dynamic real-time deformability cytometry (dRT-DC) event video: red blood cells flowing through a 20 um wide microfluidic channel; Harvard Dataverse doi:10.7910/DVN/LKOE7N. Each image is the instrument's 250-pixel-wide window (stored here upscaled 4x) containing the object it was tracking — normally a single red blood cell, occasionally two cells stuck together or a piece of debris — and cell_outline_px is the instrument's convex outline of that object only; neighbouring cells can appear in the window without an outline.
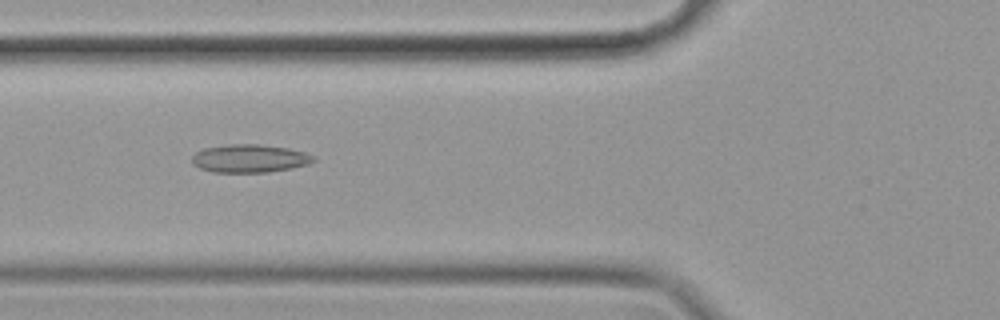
{"species": "common noctule bat (a hibernating species)", "species_latin": "Nyctalus noctula", "temperature_condition": "cold", "stored_images_in_passage": 57, "camera_frame_rate_fps": 3000, "um_per_image_px": 0.085, "animal": {"sex": "female", "body_mass_g": 19.9}, "frame": {"image": 1, "passage_image": 21, "time_ms": 6.667, "image_size_px": [1000, 320], "cell_outline_px": [[316, 160], [308, 164], [268, 172], [212, 172], [200, 168], [192, 164], [192, 156], [196, 152], [204, 148], [228, 144], [260, 144], [288, 148], [304, 152], [312, 156]], "centroid_in_image_um": [21.18, 13.46], "position_along_channel_um": 104.6, "area_um2": 19.77}}
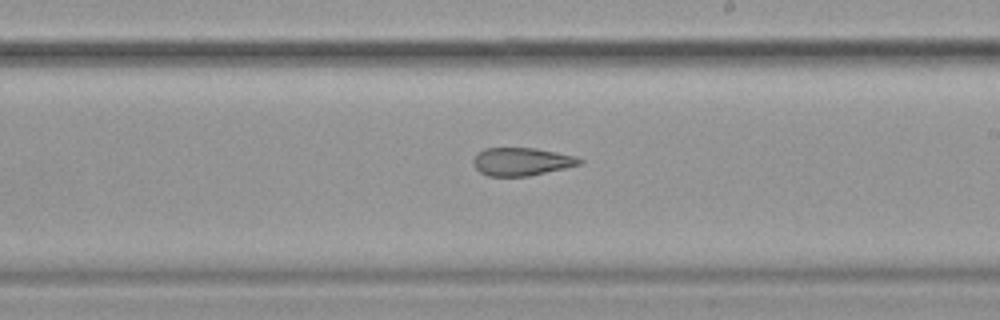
{"frame": {"image": 2, "passage_image": 33, "time_ms": 10.667, "image_size_px": [1000, 320], "cell_outline_px": [[584, 160], [580, 164], [564, 168], [528, 176], [488, 176], [480, 172], [476, 168], [472, 160], [476, 152], [484, 148], [536, 148], [576, 156]], "centroid_in_image_um": [44.3, 13.73], "position_along_channel_um": 244.7, "area_um2": 17.34}}
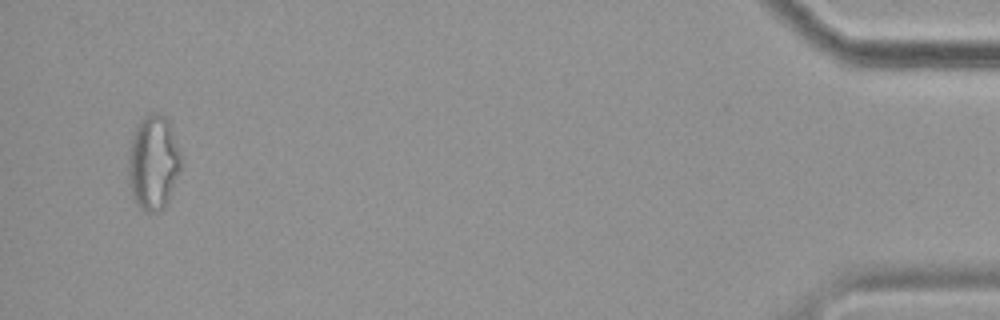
{"frame": {"image": 3, "passage_image": 55, "time_ms": 18.0, "image_size_px": [1000, 320], "cell_outline_px": [[180, 172], [168, 200], [164, 208], [160, 212], [148, 212], [140, 208], [132, 196], [128, 184], [128, 152], [136, 124], [144, 116], [152, 112], [156, 112], [168, 116], [180, 152]], "centroid_in_image_um": [13.02, 13.8], "position_along_channel_um": 422.2, "area_um2": 29.54}, "authors_computed_cell_mechanics": {"area_um2": 21.3282, "velocity_mm_per_s": 3.5082, "shape_relaxation_time_tau1_ms": null, "shape_relaxation_time_tau2_ms": 7.4101, "deformation_change_tau1": null, "deformation_change_tau2": 0.1709}}